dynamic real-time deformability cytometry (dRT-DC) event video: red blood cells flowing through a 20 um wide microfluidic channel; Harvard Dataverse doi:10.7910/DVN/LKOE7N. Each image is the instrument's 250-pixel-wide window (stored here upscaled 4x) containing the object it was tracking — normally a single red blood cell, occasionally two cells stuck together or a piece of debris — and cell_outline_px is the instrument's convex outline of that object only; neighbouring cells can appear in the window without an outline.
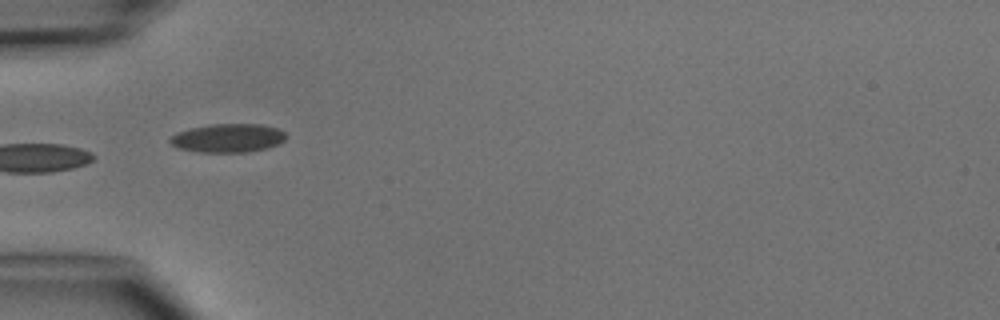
{"species": "common noctule bat (a hibernating species)", "species_latin": "Nyctalus noctula", "temperature_condition": "cold", "stored_images_in_passage": 6, "camera_frame_rate_fps": 3000, "um_per_image_px": 0.085, "animal": {"sex": "male", "body_mass_g": 15.6}, "frame": {"image": 1, "passage_image": 5, "time_ms": 5.333, "image_size_px": [1000, 320], "cell_outline_px": [[288, 136], [284, 140], [268, 148], [248, 152], [196, 152], [180, 148], [172, 144], [168, 140], [176, 132], [192, 128], [212, 124], [260, 124], [276, 128], [284, 132]], "centroid_in_image_um": [19.38, 11.74], "position_along_channel_um": 65.6, "area_um2": 19.25}}